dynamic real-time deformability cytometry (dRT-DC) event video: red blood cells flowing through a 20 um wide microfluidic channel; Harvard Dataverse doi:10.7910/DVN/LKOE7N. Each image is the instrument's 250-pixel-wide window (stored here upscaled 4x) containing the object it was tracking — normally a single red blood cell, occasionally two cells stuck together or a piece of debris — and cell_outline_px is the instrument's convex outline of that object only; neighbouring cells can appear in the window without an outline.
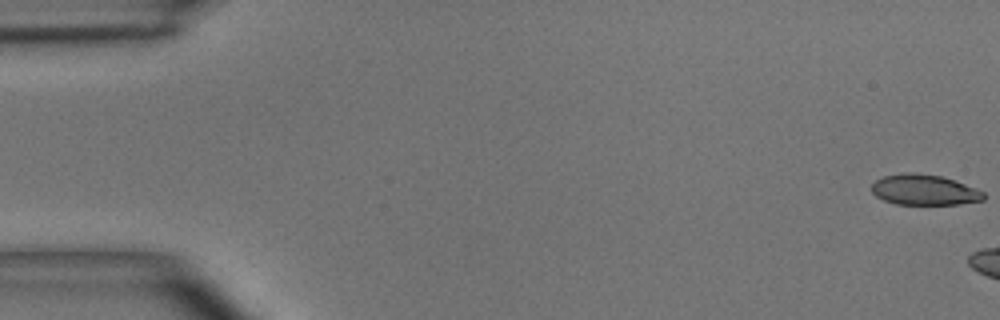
{"species": "common noctule bat (a hibernating species)", "species_latin": "Nyctalus noctula", "temperature_condition": "room temperature", "stored_images_in_passage": 6, "camera_frame_rate_fps": 3000, "um_per_image_px": 0.085, "animal": {"sex": "male", "body_mass_g": 15.6}, "frame": {"image": 1, "passage_image": 1, "time_ms": 0.0, "image_size_px": [1000, 320], "cell_outline_px": [[984, 200], [960, 204], [896, 204], [884, 200], [876, 196], [872, 192], [872, 184], [876, 180], [884, 176], [904, 172], [912, 172], [940, 176], [976, 188], [984, 192]], "centroid_in_image_um": [78.55, 16.14], "position_along_channel_um": 6.5, "area_um2": 19.77}}